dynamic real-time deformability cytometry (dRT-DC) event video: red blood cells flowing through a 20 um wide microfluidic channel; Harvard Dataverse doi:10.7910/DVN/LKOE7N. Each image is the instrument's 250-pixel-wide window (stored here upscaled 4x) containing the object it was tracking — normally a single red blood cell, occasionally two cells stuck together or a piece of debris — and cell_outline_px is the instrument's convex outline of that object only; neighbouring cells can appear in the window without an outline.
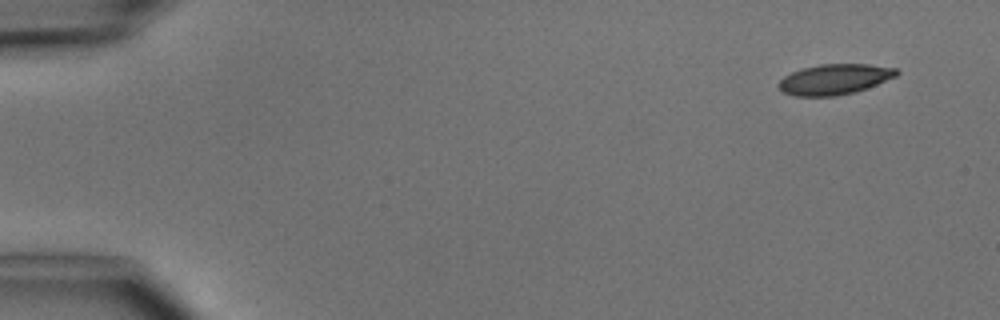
{"species": "common noctule bat (a hibernating species)", "species_latin": "Nyctalus noctula", "temperature_condition": "cold", "stored_images_in_passage": 4, "camera_frame_rate_fps": 3000, "um_per_image_px": 0.085, "animal": {"sex": "male", "body_mass_g": 15.6}, "frame": {"image": 1, "passage_image": 1, "time_ms": 0.0, "image_size_px": [1000, 320], "cell_outline_px": [[900, 72], [896, 76], [876, 84], [852, 92], [836, 96], [796, 96], [784, 92], [776, 84], [784, 76], [792, 72], [804, 68], [820, 64], [868, 64], [896, 68]], "centroid_in_image_um": [70.92, 6.73], "position_along_channel_um": 14.1, "area_um2": 20.63}}
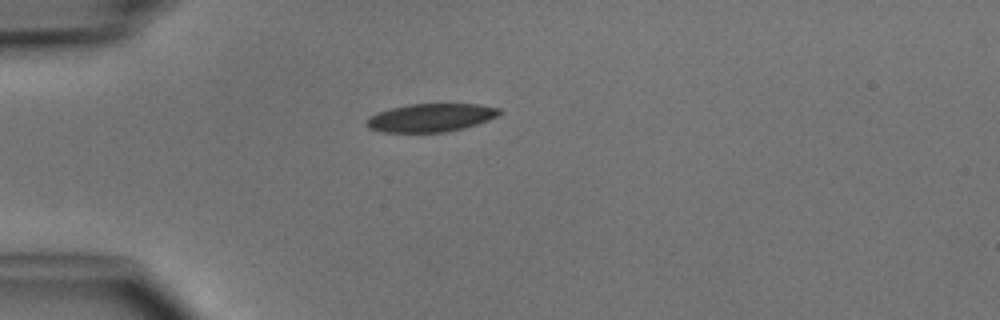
{"frame": {"image": 2, "passage_image": 3, "time_ms": 3.333, "image_size_px": [1000, 320], "cell_outline_px": [[504, 112], [488, 120], [464, 128], [444, 132], [384, 132], [368, 128], [368, 120], [376, 112], [408, 104], [480, 104], [500, 108]], "centroid_in_image_um": [36.67, 9.99], "position_along_channel_um": 48.3, "area_um2": 21.68}}